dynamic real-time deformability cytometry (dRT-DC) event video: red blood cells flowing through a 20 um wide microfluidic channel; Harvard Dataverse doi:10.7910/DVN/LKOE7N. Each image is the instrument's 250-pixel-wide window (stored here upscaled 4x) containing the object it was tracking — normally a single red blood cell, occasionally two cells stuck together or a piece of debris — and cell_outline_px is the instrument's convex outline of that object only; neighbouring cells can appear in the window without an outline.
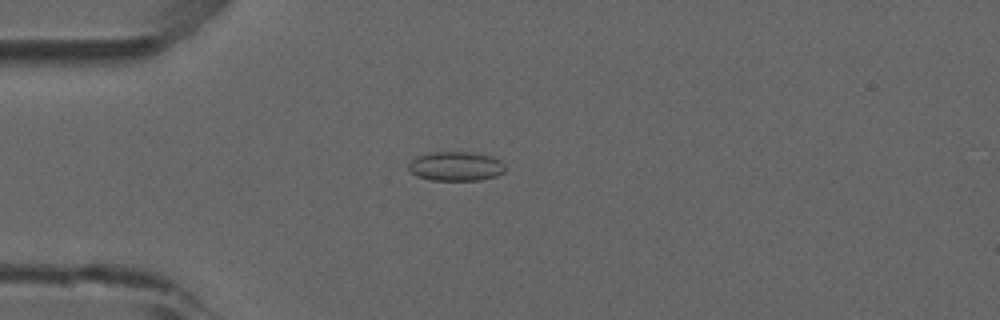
{"species": "common noctule bat (a hibernating species)", "species_latin": "Nyctalus noctula", "temperature_condition": "room temperature", "stored_images_in_passage": 52, "camera_frame_rate_fps": 3000, "um_per_image_px": 0.085, "animal": {"sex": "male", "forearm_length_mm": 52.5}, "frame": {"image": 1, "passage_image": 13, "time_ms": 4.0, "image_size_px": [1000, 320], "cell_outline_px": [[504, 172], [496, 176], [480, 180], [432, 180], [416, 176], [408, 168], [408, 164], [416, 156], [432, 152], [472, 152], [492, 156], [500, 160], [504, 164]], "centroid_in_image_um": [38.75, 14.13], "position_along_channel_um": 46.2, "area_um2": 16.53}}
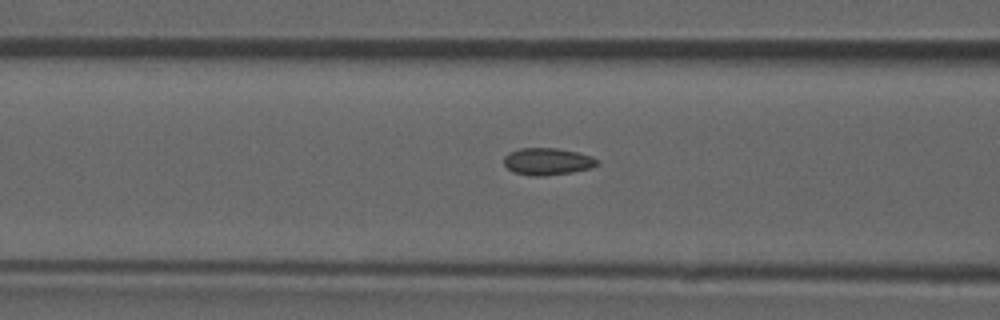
{"frame": {"image": 2, "passage_image": 20, "time_ms": 6.333, "image_size_px": [1000, 320], "cell_outline_px": [[596, 164], [592, 168], [572, 172], [544, 176], [532, 176], [512, 172], [504, 164], [504, 156], [508, 152], [520, 148], [556, 148], [576, 152], [592, 156], [596, 160]], "centroid_in_image_um": [46.48, 13.73], "position_along_channel_um": 120.1, "area_um2": 14.68}}
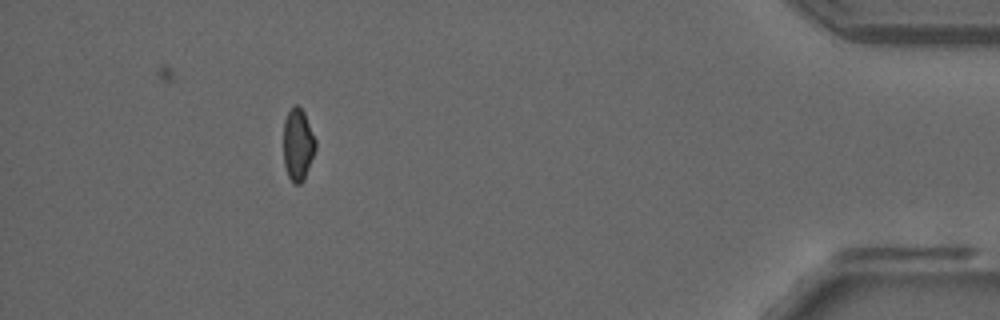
{"frame": {"image": 3, "passage_image": 47, "time_ms": 15.333, "image_size_px": [1000, 320], "cell_outline_px": [[316, 148], [304, 180], [300, 184], [296, 184], [288, 176], [284, 164], [284, 120], [288, 112], [296, 104], [304, 112], [316, 140]], "centroid_in_image_um": [25.33, 12.3], "position_along_channel_um": 409.9, "area_um2": 13.35}, "authors_computed_cell_mechanics": {"area_um2": 14.4789, "velocity_mm_per_s": 3.8731, "shape_relaxation_time_tau1_ms": null, "shape_relaxation_time_tau2_ms": 1.3828, "deformation_change_tau1": null, "deformation_change_tau2": 0.0574}}